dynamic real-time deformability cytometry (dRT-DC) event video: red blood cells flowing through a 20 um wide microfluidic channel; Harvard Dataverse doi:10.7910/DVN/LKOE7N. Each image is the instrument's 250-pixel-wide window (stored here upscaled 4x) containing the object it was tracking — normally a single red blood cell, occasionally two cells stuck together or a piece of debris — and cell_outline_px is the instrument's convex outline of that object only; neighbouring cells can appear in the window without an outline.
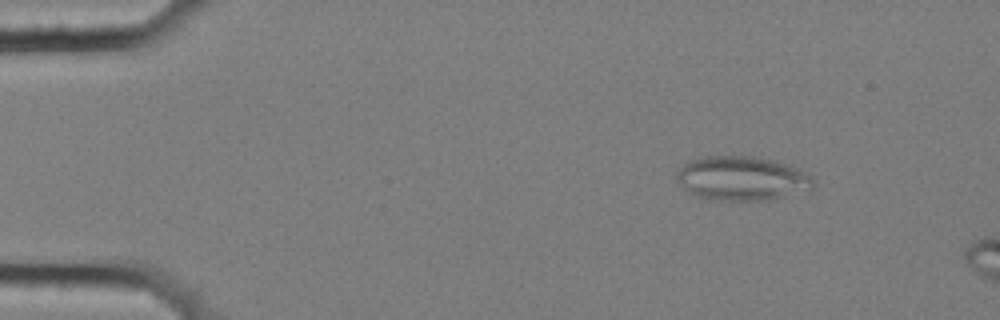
{"species": "common noctule bat (a hibernating species)", "species_latin": "Nyctalus noctula", "temperature_condition": "cold", "stored_images_in_passage": 4, "camera_frame_rate_fps": 3000, "um_per_image_px": 0.085, "animal": {"sex": "female", "body_mass_g": 25.1}, "frame": {"image": 1, "passage_image": 1, "time_ms": 0.0, "image_size_px": [1000, 320], "cell_outline_px": [[812, 188], [784, 196], [760, 200], [708, 200], [684, 188], [676, 180], [676, 172], [684, 164], [692, 160], [708, 156], [752, 156], [772, 160], [788, 164], [800, 168], [808, 172], [812, 176]], "centroid_in_image_um": [63.06, 15.15], "position_along_channel_um": 21.9, "area_um2": 34.85}}